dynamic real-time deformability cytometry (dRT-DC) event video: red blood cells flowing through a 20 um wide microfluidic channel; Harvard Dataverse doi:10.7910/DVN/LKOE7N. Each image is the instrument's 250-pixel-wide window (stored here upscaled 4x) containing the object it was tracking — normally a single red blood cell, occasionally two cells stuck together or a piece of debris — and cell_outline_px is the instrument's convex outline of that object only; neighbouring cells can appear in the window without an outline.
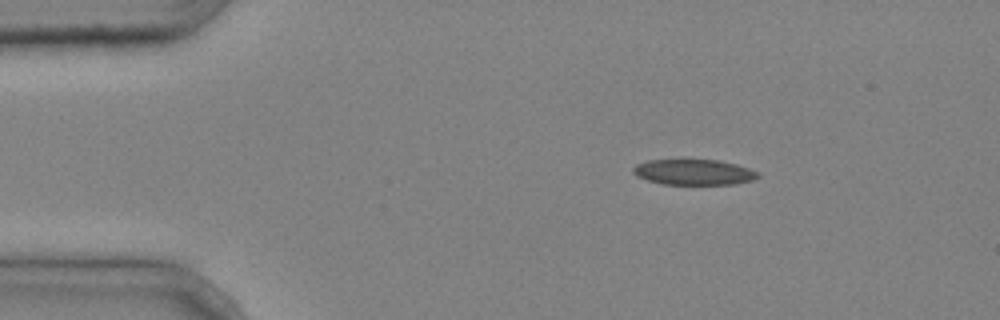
{"species": "common noctule bat (a hibernating species)", "species_latin": "Nyctalus noctula", "temperature_condition": "cold", "stored_images_in_passage": 3, "camera_frame_rate_fps": 3000, "um_per_image_px": 0.085, "animal": {"sex": "male", "body_mass_g": 20.4}, "frame": {"image": 1, "passage_image": 1, "time_ms": 0.0, "image_size_px": [1000, 320], "cell_outline_px": [[760, 176], [752, 180], [732, 184], [664, 184], [648, 180], [636, 176], [632, 172], [632, 168], [636, 164], [648, 160], [684, 156], [716, 160], [736, 164], [760, 172]], "centroid_in_image_um": [58.92, 14.57], "position_along_channel_um": 26.1, "area_um2": 19.48}}
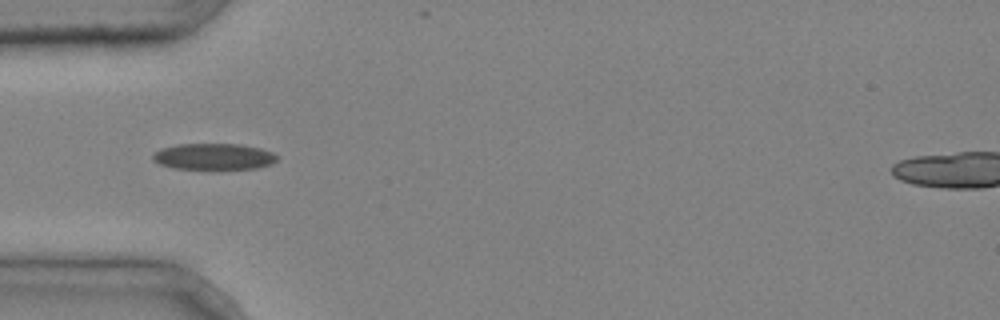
{"frame": {"image": 2, "passage_image": 3, "time_ms": 0.667, "image_size_px": [1000, 320], "cell_outline_px": [[280, 156], [272, 164], [256, 168], [172, 168], [160, 164], [152, 160], [152, 156], [160, 148], [176, 144], [240, 144], [260, 148], [272, 152]], "centroid_in_image_um": [18.17, 13.29], "position_along_channel_um": 66.8, "area_um2": 18.9}}